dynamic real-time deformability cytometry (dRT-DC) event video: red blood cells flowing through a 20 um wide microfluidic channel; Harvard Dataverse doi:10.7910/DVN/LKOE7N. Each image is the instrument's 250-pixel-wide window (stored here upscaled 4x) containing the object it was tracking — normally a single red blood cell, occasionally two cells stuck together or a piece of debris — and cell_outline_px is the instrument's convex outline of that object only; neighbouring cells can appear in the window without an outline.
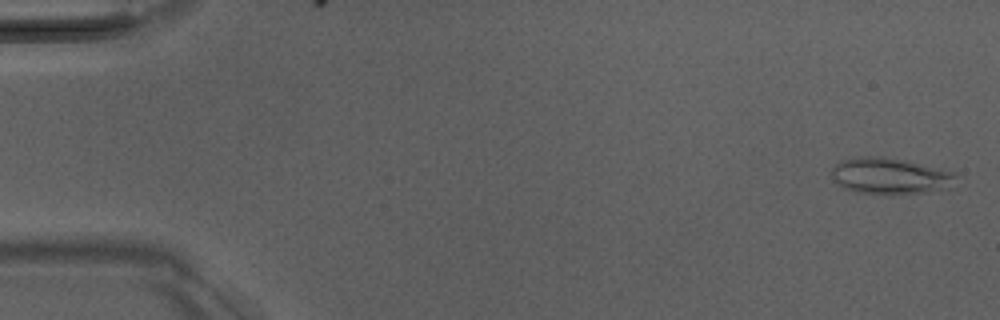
{"species": "Egyptian fruit bat (a non-hibernating species)", "species_latin": "Rousettus aegyptiacus", "temperature_condition": "room temperature", "stored_images_in_passage": 51, "camera_frame_rate_fps": 3000, "um_per_image_px": 0.085, "animal": {"sex": "male"}, "frame": {"image": 1, "passage_image": 2, "time_ms": 0.333, "image_size_px": [1000, 320], "cell_outline_px": [[956, 188], [892, 196], [856, 192], [844, 188], [832, 180], [832, 168], [840, 160], [856, 156], [880, 156], [904, 160], [952, 172], [956, 176]], "centroid_in_image_um": [75.65, 14.99], "position_along_channel_um": 9.4, "area_um2": 26.88}}
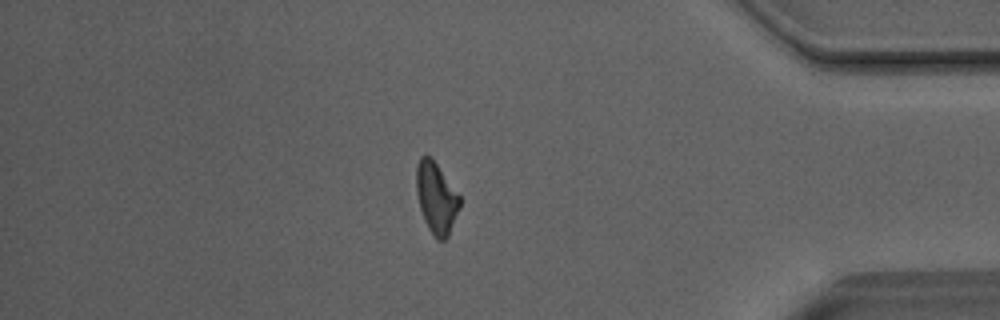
{"frame": {"image": 2, "passage_image": 44, "time_ms": 14.333, "image_size_px": [1000, 320], "cell_outline_px": [[460, 208], [448, 236], [444, 240], [436, 240], [428, 228], [424, 220], [420, 208], [416, 192], [416, 164], [420, 156], [432, 156], [460, 196]], "centroid_in_image_um": [37.08, 16.8], "position_along_channel_um": 398.1, "area_um2": 18.21}}
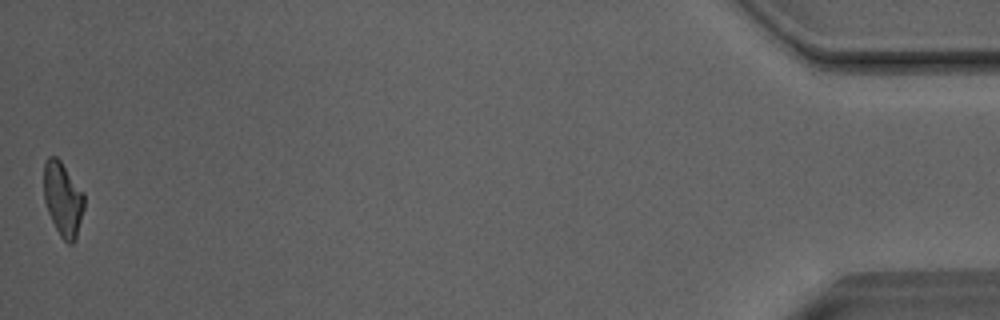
{"frame": {"image": 3, "passage_image": 51, "time_ms": 16.667, "image_size_px": [1000, 320], "cell_outline_px": [[84, 208], [76, 240], [72, 244], [68, 244], [60, 236], [48, 212], [44, 200], [44, 160], [48, 156], [56, 156], [60, 160], [84, 192]], "centroid_in_image_um": [5.35, 16.92], "position_along_channel_um": 429.8, "area_um2": 17.57}, "authors_computed_cell_mechanics": {"area_um2": 19.0162, "velocity_mm_per_s": 4.0557, "shape_relaxation_time_tau1_ms": null, "shape_relaxation_time_tau2_ms": 7.5668, "deformation_change_tau1": null, "deformation_change_tau2": 0.227}}